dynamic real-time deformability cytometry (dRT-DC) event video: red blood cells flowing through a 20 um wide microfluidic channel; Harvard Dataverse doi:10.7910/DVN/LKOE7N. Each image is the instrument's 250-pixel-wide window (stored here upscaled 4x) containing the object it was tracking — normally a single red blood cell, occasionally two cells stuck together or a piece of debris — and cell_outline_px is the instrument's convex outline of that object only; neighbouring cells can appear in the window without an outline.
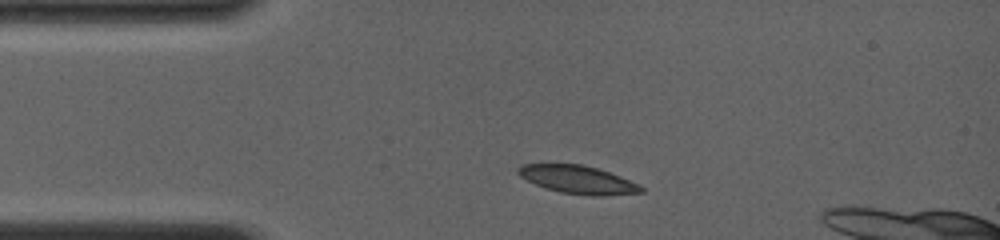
{"species": "common noctule bat (a hibernating species)", "species_latin": "Nyctalus noctula", "temperature_condition": "room temperature", "stored_images_in_passage": 36, "camera_frame_rate_fps": 4000, "um_per_image_px": 0.085, "animal": {"sex": "female", "body_mass_g": 19.0, "forearm_length_mm": 56.7}, "frame": {"image": 1, "passage_image": 1, "time_ms": 0.0, "image_size_px": [1000, 240], "cell_outline_px": [[644, 192], [600, 196], [588, 196], [560, 192], [544, 188], [520, 176], [516, 172], [516, 168], [520, 164], [584, 164], [620, 176], [640, 184], [644, 188]], "centroid_in_image_um": [49.12, 15.27], "position_along_channel_um": 35.9, "area_um2": 20.23}}
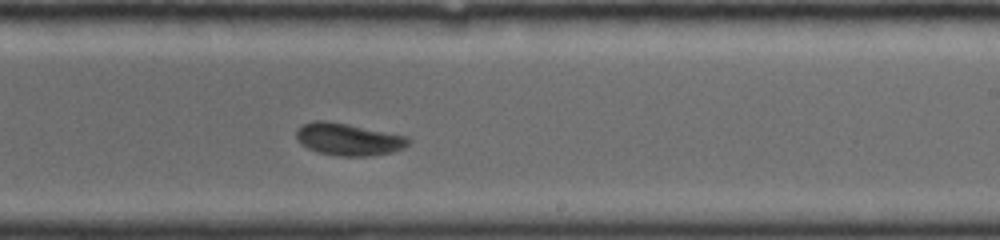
{"frame": {"image": 2, "passage_image": 20, "time_ms": 6.25, "image_size_px": [1000, 240], "cell_outline_px": [[412, 140], [404, 148], [392, 152], [368, 156], [336, 156], [320, 152], [308, 148], [300, 144], [296, 136], [296, 128], [312, 120], [324, 120], [348, 124], [408, 136]], "centroid_in_image_um": [29.61, 11.83], "position_along_channel_um": 259.4, "area_um2": 21.15}}
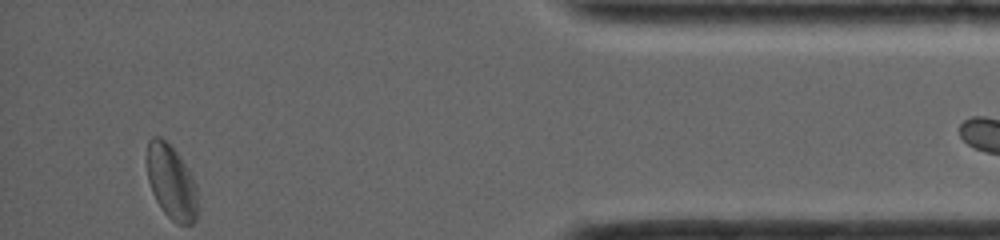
{"frame": {"image": 3, "passage_image": 35, "time_ms": 11.25, "image_size_px": [1000, 240], "cell_outline_px": [[196, 220], [192, 224], [176, 224], [160, 208], [152, 192], [148, 180], [148, 140], [152, 136], [160, 136], [180, 156], [188, 168], [196, 184]], "centroid_in_image_um": [14.57, 15.49], "position_along_channel_um": 420.6, "area_um2": 21.73}}